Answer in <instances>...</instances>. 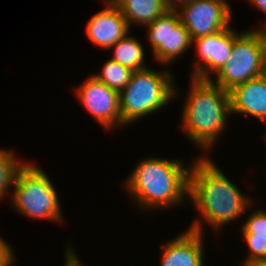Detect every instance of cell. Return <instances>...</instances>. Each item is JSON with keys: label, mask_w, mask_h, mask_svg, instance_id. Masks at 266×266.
Wrapping results in <instances>:
<instances>
[{"label": "cell", "mask_w": 266, "mask_h": 266, "mask_svg": "<svg viewBox=\"0 0 266 266\" xmlns=\"http://www.w3.org/2000/svg\"><path fill=\"white\" fill-rule=\"evenodd\" d=\"M174 84V77L167 68L133 71L129 83L119 93L121 126L131 125L169 104L179 94Z\"/></svg>", "instance_id": "cell-4"}, {"label": "cell", "mask_w": 266, "mask_h": 266, "mask_svg": "<svg viewBox=\"0 0 266 266\" xmlns=\"http://www.w3.org/2000/svg\"><path fill=\"white\" fill-rule=\"evenodd\" d=\"M70 247V248H69ZM67 247L68 249L66 250V263L65 266H83L82 261L78 258L76 255L77 253L73 249V247L69 246Z\"/></svg>", "instance_id": "cell-21"}, {"label": "cell", "mask_w": 266, "mask_h": 266, "mask_svg": "<svg viewBox=\"0 0 266 266\" xmlns=\"http://www.w3.org/2000/svg\"><path fill=\"white\" fill-rule=\"evenodd\" d=\"M145 28L158 63L169 65L193 47L189 31L181 23L177 11L168 10Z\"/></svg>", "instance_id": "cell-7"}, {"label": "cell", "mask_w": 266, "mask_h": 266, "mask_svg": "<svg viewBox=\"0 0 266 266\" xmlns=\"http://www.w3.org/2000/svg\"><path fill=\"white\" fill-rule=\"evenodd\" d=\"M242 235L266 236V210L258 209L250 213L248 219L241 226Z\"/></svg>", "instance_id": "cell-19"}, {"label": "cell", "mask_w": 266, "mask_h": 266, "mask_svg": "<svg viewBox=\"0 0 266 266\" xmlns=\"http://www.w3.org/2000/svg\"><path fill=\"white\" fill-rule=\"evenodd\" d=\"M194 0H163L166 8L171 11H177L183 5Z\"/></svg>", "instance_id": "cell-22"}, {"label": "cell", "mask_w": 266, "mask_h": 266, "mask_svg": "<svg viewBox=\"0 0 266 266\" xmlns=\"http://www.w3.org/2000/svg\"><path fill=\"white\" fill-rule=\"evenodd\" d=\"M75 88L74 93L82 106L101 126L109 130L121 127L118 91L111 89L93 75Z\"/></svg>", "instance_id": "cell-9"}, {"label": "cell", "mask_w": 266, "mask_h": 266, "mask_svg": "<svg viewBox=\"0 0 266 266\" xmlns=\"http://www.w3.org/2000/svg\"><path fill=\"white\" fill-rule=\"evenodd\" d=\"M132 72L130 68L122 66L110 58L102 66L101 73L92 75L97 80L120 93L129 83Z\"/></svg>", "instance_id": "cell-16"}, {"label": "cell", "mask_w": 266, "mask_h": 266, "mask_svg": "<svg viewBox=\"0 0 266 266\" xmlns=\"http://www.w3.org/2000/svg\"><path fill=\"white\" fill-rule=\"evenodd\" d=\"M254 7L261 10L266 15V0H248Z\"/></svg>", "instance_id": "cell-24"}, {"label": "cell", "mask_w": 266, "mask_h": 266, "mask_svg": "<svg viewBox=\"0 0 266 266\" xmlns=\"http://www.w3.org/2000/svg\"><path fill=\"white\" fill-rule=\"evenodd\" d=\"M189 171L180 159L148 157L138 162L124 187L140 209L165 210L188 199Z\"/></svg>", "instance_id": "cell-2"}, {"label": "cell", "mask_w": 266, "mask_h": 266, "mask_svg": "<svg viewBox=\"0 0 266 266\" xmlns=\"http://www.w3.org/2000/svg\"><path fill=\"white\" fill-rule=\"evenodd\" d=\"M104 5L103 10L89 19L85 32L94 45L109 50L130 33V26L115 4Z\"/></svg>", "instance_id": "cell-12"}, {"label": "cell", "mask_w": 266, "mask_h": 266, "mask_svg": "<svg viewBox=\"0 0 266 266\" xmlns=\"http://www.w3.org/2000/svg\"><path fill=\"white\" fill-rule=\"evenodd\" d=\"M2 238V236H0V245H10L8 242H6V240Z\"/></svg>", "instance_id": "cell-25"}, {"label": "cell", "mask_w": 266, "mask_h": 266, "mask_svg": "<svg viewBox=\"0 0 266 266\" xmlns=\"http://www.w3.org/2000/svg\"><path fill=\"white\" fill-rule=\"evenodd\" d=\"M193 163V164H191ZM188 202L199 212L202 222L217 231L251 210L253 204L207 155L191 162Z\"/></svg>", "instance_id": "cell-1"}, {"label": "cell", "mask_w": 266, "mask_h": 266, "mask_svg": "<svg viewBox=\"0 0 266 266\" xmlns=\"http://www.w3.org/2000/svg\"><path fill=\"white\" fill-rule=\"evenodd\" d=\"M228 27L214 34L192 40L198 60L194 62L191 77L213 79L228 60L233 48V28ZM213 77H212V76Z\"/></svg>", "instance_id": "cell-10"}, {"label": "cell", "mask_w": 266, "mask_h": 266, "mask_svg": "<svg viewBox=\"0 0 266 266\" xmlns=\"http://www.w3.org/2000/svg\"><path fill=\"white\" fill-rule=\"evenodd\" d=\"M15 154L14 151L0 149V200L6 198L18 169L25 163V161H19L20 158Z\"/></svg>", "instance_id": "cell-17"}, {"label": "cell", "mask_w": 266, "mask_h": 266, "mask_svg": "<svg viewBox=\"0 0 266 266\" xmlns=\"http://www.w3.org/2000/svg\"><path fill=\"white\" fill-rule=\"evenodd\" d=\"M263 27H255V31L259 34L261 43H262V48H263V53H264V59L266 61V22L265 25H262Z\"/></svg>", "instance_id": "cell-23"}, {"label": "cell", "mask_w": 266, "mask_h": 266, "mask_svg": "<svg viewBox=\"0 0 266 266\" xmlns=\"http://www.w3.org/2000/svg\"><path fill=\"white\" fill-rule=\"evenodd\" d=\"M104 1V4L107 3V4H114L117 0H103Z\"/></svg>", "instance_id": "cell-26"}, {"label": "cell", "mask_w": 266, "mask_h": 266, "mask_svg": "<svg viewBox=\"0 0 266 266\" xmlns=\"http://www.w3.org/2000/svg\"><path fill=\"white\" fill-rule=\"evenodd\" d=\"M12 187L10 204L23 216L63 222L59 196L41 167L26 161L18 169Z\"/></svg>", "instance_id": "cell-5"}, {"label": "cell", "mask_w": 266, "mask_h": 266, "mask_svg": "<svg viewBox=\"0 0 266 266\" xmlns=\"http://www.w3.org/2000/svg\"><path fill=\"white\" fill-rule=\"evenodd\" d=\"M128 35L129 34L109 48L113 49V57H111V59L122 66L130 68L132 71L148 68L145 64L143 45L136 37Z\"/></svg>", "instance_id": "cell-15"}, {"label": "cell", "mask_w": 266, "mask_h": 266, "mask_svg": "<svg viewBox=\"0 0 266 266\" xmlns=\"http://www.w3.org/2000/svg\"><path fill=\"white\" fill-rule=\"evenodd\" d=\"M177 12L192 40L224 30L232 21V10L226 0H194Z\"/></svg>", "instance_id": "cell-8"}, {"label": "cell", "mask_w": 266, "mask_h": 266, "mask_svg": "<svg viewBox=\"0 0 266 266\" xmlns=\"http://www.w3.org/2000/svg\"><path fill=\"white\" fill-rule=\"evenodd\" d=\"M203 225L194 219L185 232L164 243L160 266H204Z\"/></svg>", "instance_id": "cell-11"}, {"label": "cell", "mask_w": 266, "mask_h": 266, "mask_svg": "<svg viewBox=\"0 0 266 266\" xmlns=\"http://www.w3.org/2000/svg\"><path fill=\"white\" fill-rule=\"evenodd\" d=\"M14 258L11 245H0V266H11L15 262Z\"/></svg>", "instance_id": "cell-20"}, {"label": "cell", "mask_w": 266, "mask_h": 266, "mask_svg": "<svg viewBox=\"0 0 266 266\" xmlns=\"http://www.w3.org/2000/svg\"><path fill=\"white\" fill-rule=\"evenodd\" d=\"M230 114H244L266 126V74L250 79L229 91Z\"/></svg>", "instance_id": "cell-13"}, {"label": "cell", "mask_w": 266, "mask_h": 266, "mask_svg": "<svg viewBox=\"0 0 266 266\" xmlns=\"http://www.w3.org/2000/svg\"><path fill=\"white\" fill-rule=\"evenodd\" d=\"M257 266H266V262L261 263V264H259V265H257Z\"/></svg>", "instance_id": "cell-27"}, {"label": "cell", "mask_w": 266, "mask_h": 266, "mask_svg": "<svg viewBox=\"0 0 266 266\" xmlns=\"http://www.w3.org/2000/svg\"><path fill=\"white\" fill-rule=\"evenodd\" d=\"M238 33L233 29V48L223 67L210 79L229 92L244 82L265 74L266 61L259 34L255 29Z\"/></svg>", "instance_id": "cell-6"}, {"label": "cell", "mask_w": 266, "mask_h": 266, "mask_svg": "<svg viewBox=\"0 0 266 266\" xmlns=\"http://www.w3.org/2000/svg\"><path fill=\"white\" fill-rule=\"evenodd\" d=\"M114 4L129 26L145 27L168 11L163 0H117Z\"/></svg>", "instance_id": "cell-14"}, {"label": "cell", "mask_w": 266, "mask_h": 266, "mask_svg": "<svg viewBox=\"0 0 266 266\" xmlns=\"http://www.w3.org/2000/svg\"><path fill=\"white\" fill-rule=\"evenodd\" d=\"M190 78L180 126L195 146L209 151L227 127L230 95L210 79Z\"/></svg>", "instance_id": "cell-3"}, {"label": "cell", "mask_w": 266, "mask_h": 266, "mask_svg": "<svg viewBox=\"0 0 266 266\" xmlns=\"http://www.w3.org/2000/svg\"><path fill=\"white\" fill-rule=\"evenodd\" d=\"M248 245V254L242 263V266H257L266 262V236L261 235H243ZM250 252V253H249Z\"/></svg>", "instance_id": "cell-18"}]
</instances>
